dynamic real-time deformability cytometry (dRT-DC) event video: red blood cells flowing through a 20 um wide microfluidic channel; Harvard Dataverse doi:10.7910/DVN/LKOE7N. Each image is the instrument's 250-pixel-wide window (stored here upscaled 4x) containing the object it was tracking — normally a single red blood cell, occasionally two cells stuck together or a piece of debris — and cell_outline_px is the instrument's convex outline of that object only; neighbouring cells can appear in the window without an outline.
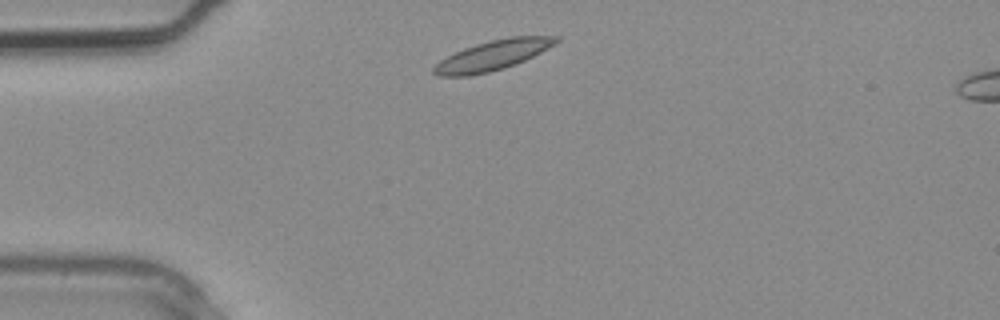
{"species": "common noctule bat (a hibernating species)", "species_latin": "Nyctalus noctula", "temperature_condition": "warm", "stored_images_in_passage": 2, "camera_frame_rate_fps": 3000, "um_per_image_px": 0.085, "animal": {"sex": "male", "body_mass_g": 20.4}, "frame": {"image": 1, "passage_image": 1, "time_ms": 0.0, "image_size_px": [1000, 320], "cell_outline_px": [[560, 40], [540, 52], [516, 64], [504, 68], [488, 72], [468, 76], [436, 76], [432, 72], [432, 68], [440, 60], [464, 48], [476, 44], [492, 40], [512, 36], [560, 36]], "centroid_in_image_um": [41.85, 4.71], "position_along_channel_um": 43.1, "area_um2": 21.04}}